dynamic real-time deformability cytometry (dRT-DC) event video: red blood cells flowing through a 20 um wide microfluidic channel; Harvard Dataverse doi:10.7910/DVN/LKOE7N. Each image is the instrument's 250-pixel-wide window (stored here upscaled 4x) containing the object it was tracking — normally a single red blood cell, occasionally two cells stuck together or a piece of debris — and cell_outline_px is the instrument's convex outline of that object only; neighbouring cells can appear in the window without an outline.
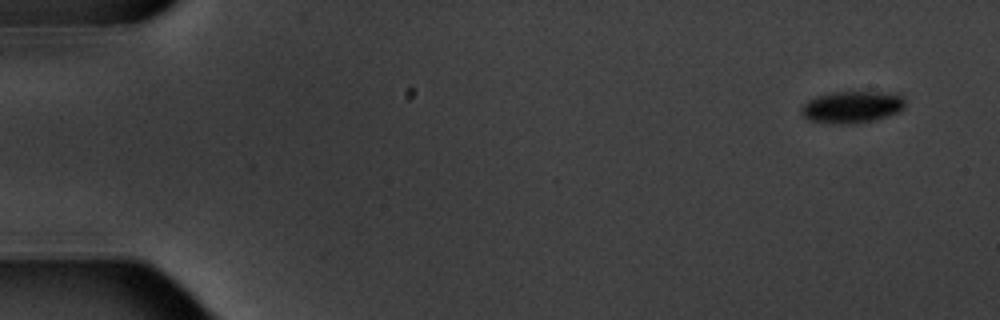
{"species": "common noctule bat (a hibernating species)", "species_latin": "Nyctalus noctula", "temperature_condition": "warm", "stored_images_in_passage": 6, "camera_frame_rate_fps": 3000, "um_per_image_px": 0.085, "animal": {"sex": "male", "body_mass_g": 20.1, "forearm_length_mm": 53.5}, "frame": {"image": 1, "passage_image": 1, "time_ms": 0.0, "image_size_px": [1000, 320], "cell_outline_px": [[904, 108], [900, 112], [876, 120], [856, 124], [832, 124], [808, 120], [800, 112], [800, 108], [808, 100], [816, 96], [828, 92], [900, 92], [904, 96]], "centroid_in_image_um": [72.45, 9.1], "position_along_channel_um": 12.5, "area_um2": 19.88}}
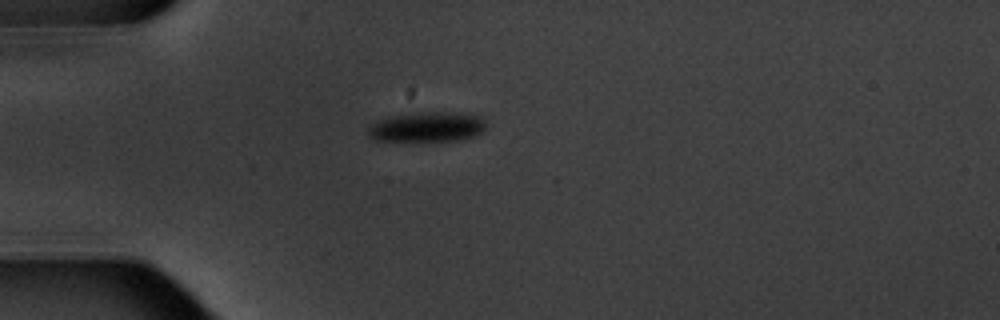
{"frame": {"image": 2, "passage_image": 4, "time_ms": 4.333, "image_size_px": [1000, 320], "cell_outline_px": [[488, 124], [476, 136], [460, 140], [420, 144], [372, 140], [368, 136], [368, 128], [372, 124], [380, 120], [392, 116], [424, 112], [456, 112], [484, 116]], "centroid_in_image_um": [36.33, 10.85], "position_along_channel_um": 48.7, "area_um2": 21.79}}
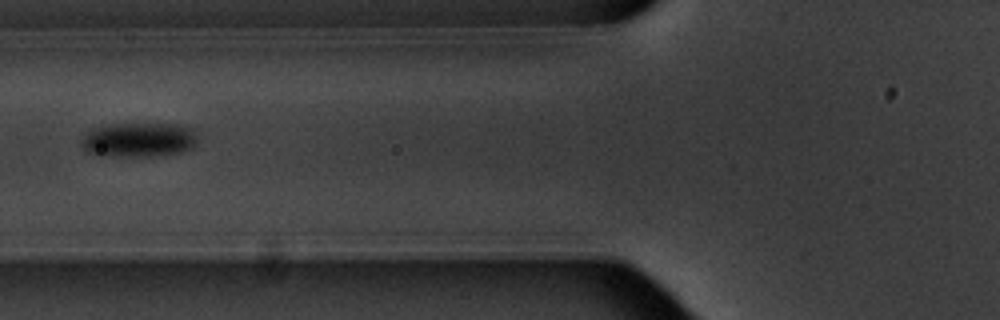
{"frame": {"image": 3, "passage_image": 6, "time_ms": 6.667, "image_size_px": [1000, 320], "cell_outline_px": [[196, 140], [192, 148], [180, 152], [152, 156], [112, 156], [84, 152], [80, 144], [80, 140], [92, 128], [108, 124], [180, 124], [192, 128], [196, 136]], "centroid_in_image_um": [11.76, 11.87], "position_along_channel_um": 114.0, "area_um2": 23.41}}